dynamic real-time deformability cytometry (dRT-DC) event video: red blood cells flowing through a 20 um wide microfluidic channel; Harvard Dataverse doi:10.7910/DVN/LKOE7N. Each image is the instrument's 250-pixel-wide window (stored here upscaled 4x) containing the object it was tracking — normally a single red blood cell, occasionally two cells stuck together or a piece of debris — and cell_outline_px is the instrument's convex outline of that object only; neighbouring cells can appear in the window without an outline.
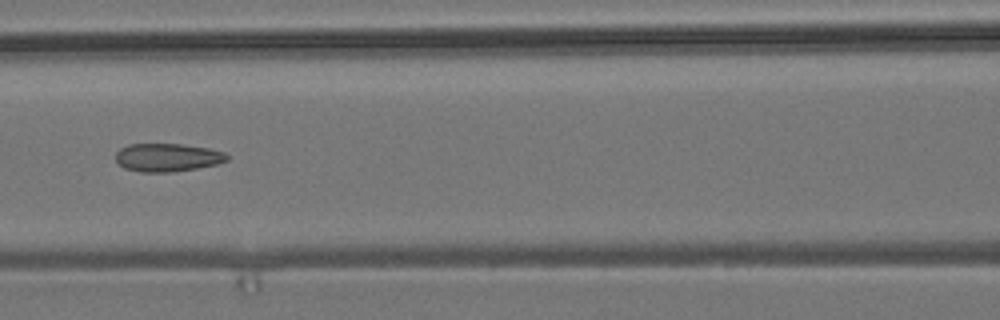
{"species": "common noctule bat (a hibernating species)", "species_latin": "Nyctalus noctula", "temperature_condition": "room temperature", "stored_images_in_passage": 8, "camera_frame_rate_fps": 3000, "um_per_image_px": 0.085, "animal": {"sex": "male", "body_mass_g": 19.2, "forearm_length_mm": 51.8}, "frame": {"image": 1, "passage_image": 6, "time_ms": 1.667, "image_size_px": [1000, 320], "cell_outline_px": [[228, 160], [216, 164], [196, 168], [172, 172], [140, 172], [124, 168], [116, 160], [116, 152], [120, 148], [128, 144], [184, 144], [208, 148], [224, 152], [228, 156]], "centroid_in_image_um": [14.22, 13.38], "position_along_channel_um": 152.4, "area_um2": 18.26}}
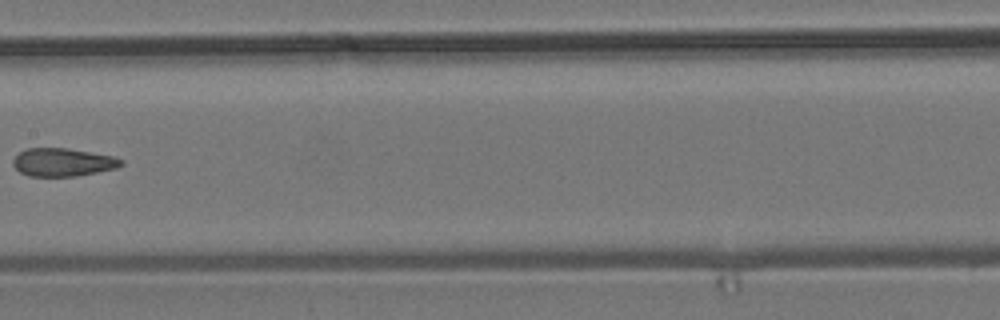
{"frame": {"image": 2, "passage_image": 7, "time_ms": 2.0, "image_size_px": [1000, 320], "cell_outline_px": [[124, 164], [116, 168], [76, 176], [28, 176], [20, 172], [12, 164], [12, 160], [20, 152], [28, 148], [68, 148], [112, 156], [124, 160]], "centroid_in_image_um": [5.34, 13.79], "position_along_channel_um": 202.1, "area_um2": 17.63}}
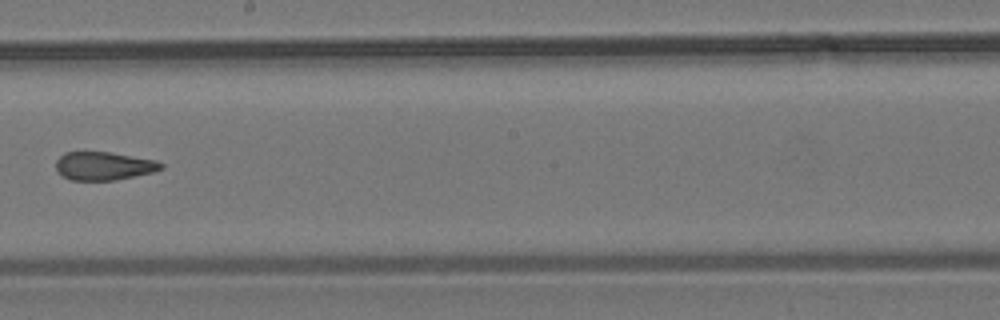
{"frame": {"image": 3, "passage_image": 8, "time_ms": 2.333, "image_size_px": [1000, 320], "cell_outline_px": [[164, 168], [152, 172], [116, 180], [72, 180], [56, 172], [56, 160], [64, 152], [108, 152], [156, 160], [164, 164]], "centroid_in_image_um": [8.81, 14.1], "position_along_channel_um": 239.4, "area_um2": 17.28}}